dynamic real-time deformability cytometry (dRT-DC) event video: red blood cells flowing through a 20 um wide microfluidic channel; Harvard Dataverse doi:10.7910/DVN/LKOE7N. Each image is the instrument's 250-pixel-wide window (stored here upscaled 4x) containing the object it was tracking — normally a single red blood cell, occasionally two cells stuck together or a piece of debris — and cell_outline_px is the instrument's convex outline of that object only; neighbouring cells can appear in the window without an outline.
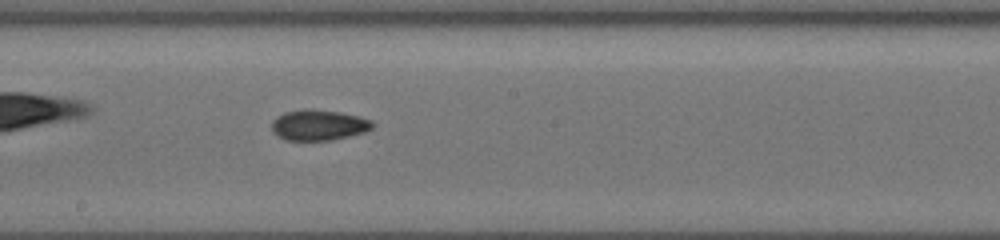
{"species": "common noctule bat (a hibernating species)", "species_latin": "Nyctalus noctula", "temperature_condition": "cold", "stored_images_in_passage": 17, "camera_frame_rate_fps": 3000, "um_per_image_px": 0.085, "animal": {"sex": "female", "body_mass_g": 19.5, "forearm_length_mm": 54.1}, "frame": {"image": 1, "passage_image": 17, "time_ms": 6.667, "image_size_px": [1000, 240], "cell_outline_px": [[372, 128], [364, 132], [332, 140], [284, 140], [276, 136], [272, 132], [272, 120], [276, 116], [284, 112], [336, 112], [356, 116], [372, 120]], "centroid_in_image_um": [27.04, 10.69], "position_along_channel_um": 221.2, "area_um2": 17.17}}